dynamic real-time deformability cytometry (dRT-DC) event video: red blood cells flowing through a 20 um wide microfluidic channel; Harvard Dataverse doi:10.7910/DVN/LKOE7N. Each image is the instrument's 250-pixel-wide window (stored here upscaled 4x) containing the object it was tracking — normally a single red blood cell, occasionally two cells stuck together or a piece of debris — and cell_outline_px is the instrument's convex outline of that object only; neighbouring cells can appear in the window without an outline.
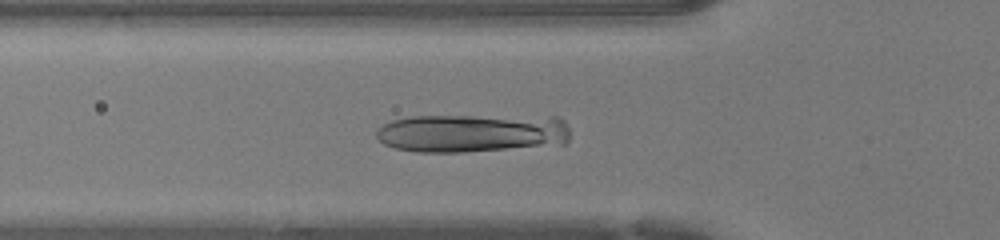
{"species": "human", "species_latin": "Homo sapiens", "temperature_condition": "warm", "stored_images_in_passage": 34, "camera_frame_rate_fps": 3000, "um_per_image_px": 0.085, "donor": {"sex": "female"}, "frame": {"image": 1, "passage_image": 3, "time_ms": 0.667, "image_size_px": [1000, 240], "cell_outline_px": [[568, 140], [564, 144], [460, 152], [416, 152], [396, 148], [384, 144], [376, 136], [376, 132], [384, 124], [392, 120], [412, 116], [560, 116], [564, 120], [568, 128]], "centroid_in_image_um": [40.15, 11.3], "position_along_channel_um": 85.7, "area_um2": 43.52}}
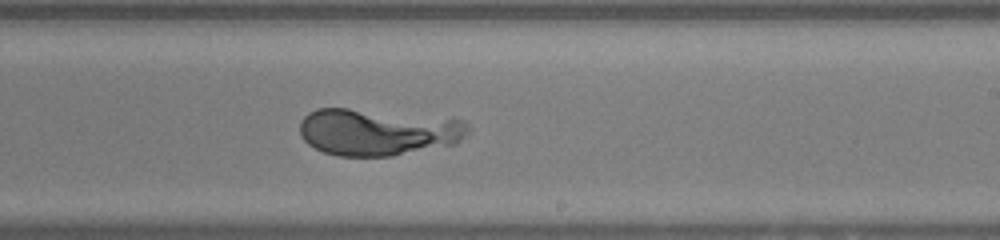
{"frame": {"image": 2, "passage_image": 15, "time_ms": 4.667, "image_size_px": [1000, 240], "cell_outline_px": [[468, 132], [456, 144], [392, 156], [336, 156], [324, 152], [308, 144], [300, 136], [300, 120], [308, 112], [316, 108], [348, 108], [452, 116], [464, 120], [468, 124]], "centroid_in_image_um": [32.16, 11.19], "position_along_channel_um": 256.8, "area_um2": 47.05}}
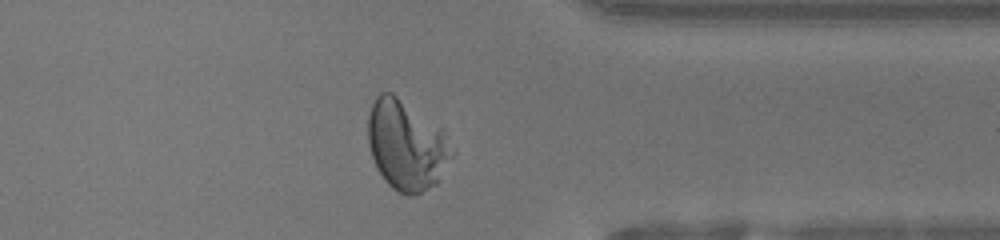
{"frame": {"image": 3, "passage_image": 24, "time_ms": 7.667, "image_size_px": [1000, 240], "cell_outline_px": [[456, 152], [436, 184], [412, 196], [408, 196], [396, 192], [384, 180], [376, 168], [368, 144], [368, 116], [372, 104], [376, 96], [380, 92], [392, 92], [440, 128], [456, 148]], "centroid_in_image_um": [34.55, 12.37], "position_along_channel_um": 376.8, "area_um2": 44.04}}